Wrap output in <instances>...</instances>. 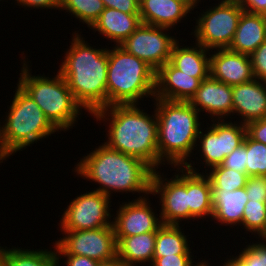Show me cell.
<instances>
[{"instance_id":"14","label":"cell","mask_w":266,"mask_h":266,"mask_svg":"<svg viewBox=\"0 0 266 266\" xmlns=\"http://www.w3.org/2000/svg\"><path fill=\"white\" fill-rule=\"evenodd\" d=\"M149 196L123 202L113 214L115 237H130L157 232L162 225L160 215L152 207ZM156 213V214H155Z\"/></svg>"},{"instance_id":"44","label":"cell","mask_w":266,"mask_h":266,"mask_svg":"<svg viewBox=\"0 0 266 266\" xmlns=\"http://www.w3.org/2000/svg\"><path fill=\"white\" fill-rule=\"evenodd\" d=\"M230 255V257L225 259L224 263H221L222 266H243L242 263L234 256Z\"/></svg>"},{"instance_id":"6","label":"cell","mask_w":266,"mask_h":266,"mask_svg":"<svg viewBox=\"0 0 266 266\" xmlns=\"http://www.w3.org/2000/svg\"><path fill=\"white\" fill-rule=\"evenodd\" d=\"M156 71L120 46L108 47L107 106L153 100Z\"/></svg>"},{"instance_id":"31","label":"cell","mask_w":266,"mask_h":266,"mask_svg":"<svg viewBox=\"0 0 266 266\" xmlns=\"http://www.w3.org/2000/svg\"><path fill=\"white\" fill-rule=\"evenodd\" d=\"M246 174L266 176V145L251 139L246 134Z\"/></svg>"},{"instance_id":"3","label":"cell","mask_w":266,"mask_h":266,"mask_svg":"<svg viewBox=\"0 0 266 266\" xmlns=\"http://www.w3.org/2000/svg\"><path fill=\"white\" fill-rule=\"evenodd\" d=\"M79 32H73L58 72L75 100L91 116L107 106L108 48H93Z\"/></svg>"},{"instance_id":"1","label":"cell","mask_w":266,"mask_h":266,"mask_svg":"<svg viewBox=\"0 0 266 266\" xmlns=\"http://www.w3.org/2000/svg\"><path fill=\"white\" fill-rule=\"evenodd\" d=\"M82 156L74 166L75 176L99 184L94 191L107 195L137 193L136 199L151 195L154 170L144 161L110 148L105 143ZM143 193V194H142ZM142 194V195H140Z\"/></svg>"},{"instance_id":"21","label":"cell","mask_w":266,"mask_h":266,"mask_svg":"<svg viewBox=\"0 0 266 266\" xmlns=\"http://www.w3.org/2000/svg\"><path fill=\"white\" fill-rule=\"evenodd\" d=\"M192 12L176 0H145L139 7L143 24L174 29ZM180 22V23H179ZM173 28V29H172Z\"/></svg>"},{"instance_id":"47","label":"cell","mask_w":266,"mask_h":266,"mask_svg":"<svg viewBox=\"0 0 266 266\" xmlns=\"http://www.w3.org/2000/svg\"><path fill=\"white\" fill-rule=\"evenodd\" d=\"M134 1L139 7L145 2V0H134Z\"/></svg>"},{"instance_id":"33","label":"cell","mask_w":266,"mask_h":266,"mask_svg":"<svg viewBox=\"0 0 266 266\" xmlns=\"http://www.w3.org/2000/svg\"><path fill=\"white\" fill-rule=\"evenodd\" d=\"M221 165L224 168L246 173V136L243 143L226 156Z\"/></svg>"},{"instance_id":"8","label":"cell","mask_w":266,"mask_h":266,"mask_svg":"<svg viewBox=\"0 0 266 266\" xmlns=\"http://www.w3.org/2000/svg\"><path fill=\"white\" fill-rule=\"evenodd\" d=\"M214 5L194 17L191 35L208 50L229 48L244 9L238 0H219Z\"/></svg>"},{"instance_id":"12","label":"cell","mask_w":266,"mask_h":266,"mask_svg":"<svg viewBox=\"0 0 266 266\" xmlns=\"http://www.w3.org/2000/svg\"><path fill=\"white\" fill-rule=\"evenodd\" d=\"M61 233L62 237L53 242L56 254L86 256L99 262L117 256L113 225L89 230L61 231Z\"/></svg>"},{"instance_id":"5","label":"cell","mask_w":266,"mask_h":266,"mask_svg":"<svg viewBox=\"0 0 266 266\" xmlns=\"http://www.w3.org/2000/svg\"><path fill=\"white\" fill-rule=\"evenodd\" d=\"M21 53L22 67L16 85L39 105L59 131H69L81 119L82 106L75 100L66 80L58 71L51 78L45 74L34 76L28 64L30 61L24 56V51Z\"/></svg>"},{"instance_id":"26","label":"cell","mask_w":266,"mask_h":266,"mask_svg":"<svg viewBox=\"0 0 266 266\" xmlns=\"http://www.w3.org/2000/svg\"><path fill=\"white\" fill-rule=\"evenodd\" d=\"M25 249L0 246V266H57L55 248Z\"/></svg>"},{"instance_id":"16","label":"cell","mask_w":266,"mask_h":266,"mask_svg":"<svg viewBox=\"0 0 266 266\" xmlns=\"http://www.w3.org/2000/svg\"><path fill=\"white\" fill-rule=\"evenodd\" d=\"M209 69L211 78L230 86L254 79L250 56L228 48L211 50Z\"/></svg>"},{"instance_id":"46","label":"cell","mask_w":266,"mask_h":266,"mask_svg":"<svg viewBox=\"0 0 266 266\" xmlns=\"http://www.w3.org/2000/svg\"><path fill=\"white\" fill-rule=\"evenodd\" d=\"M194 266H211V265L208 260L202 259L200 262L195 263Z\"/></svg>"},{"instance_id":"37","label":"cell","mask_w":266,"mask_h":266,"mask_svg":"<svg viewBox=\"0 0 266 266\" xmlns=\"http://www.w3.org/2000/svg\"><path fill=\"white\" fill-rule=\"evenodd\" d=\"M246 134L251 139L266 145V117L247 123Z\"/></svg>"},{"instance_id":"28","label":"cell","mask_w":266,"mask_h":266,"mask_svg":"<svg viewBox=\"0 0 266 266\" xmlns=\"http://www.w3.org/2000/svg\"><path fill=\"white\" fill-rule=\"evenodd\" d=\"M102 0H61V11L91 27L104 10ZM69 12V13H68Z\"/></svg>"},{"instance_id":"45","label":"cell","mask_w":266,"mask_h":266,"mask_svg":"<svg viewBox=\"0 0 266 266\" xmlns=\"http://www.w3.org/2000/svg\"><path fill=\"white\" fill-rule=\"evenodd\" d=\"M0 124H1V122H0ZM6 158H8V157L3 152V148H2V145H1V142H0V164L3 163L4 160L6 161Z\"/></svg>"},{"instance_id":"34","label":"cell","mask_w":266,"mask_h":266,"mask_svg":"<svg viewBox=\"0 0 266 266\" xmlns=\"http://www.w3.org/2000/svg\"><path fill=\"white\" fill-rule=\"evenodd\" d=\"M245 189L249 201L266 203V180L264 176L248 177Z\"/></svg>"},{"instance_id":"27","label":"cell","mask_w":266,"mask_h":266,"mask_svg":"<svg viewBox=\"0 0 266 266\" xmlns=\"http://www.w3.org/2000/svg\"><path fill=\"white\" fill-rule=\"evenodd\" d=\"M184 225L162 224L156 232L153 258L175 254H192L189 235H185ZM189 243V244H188Z\"/></svg>"},{"instance_id":"42","label":"cell","mask_w":266,"mask_h":266,"mask_svg":"<svg viewBox=\"0 0 266 266\" xmlns=\"http://www.w3.org/2000/svg\"><path fill=\"white\" fill-rule=\"evenodd\" d=\"M97 266H128V265L118 256H115L111 260L100 261Z\"/></svg>"},{"instance_id":"2","label":"cell","mask_w":266,"mask_h":266,"mask_svg":"<svg viewBox=\"0 0 266 266\" xmlns=\"http://www.w3.org/2000/svg\"><path fill=\"white\" fill-rule=\"evenodd\" d=\"M139 104H115L94 112L91 116L106 124L104 143L116 151L136 157L154 171L159 169L158 122L155 109L151 114ZM106 122V123H105ZM105 123V124H104Z\"/></svg>"},{"instance_id":"11","label":"cell","mask_w":266,"mask_h":266,"mask_svg":"<svg viewBox=\"0 0 266 266\" xmlns=\"http://www.w3.org/2000/svg\"><path fill=\"white\" fill-rule=\"evenodd\" d=\"M175 174L169 179L161 175L160 169L153 172L151 180L152 197L159 198L158 208L162 224L180 225L182 221L189 223V200L186 192V167L173 166ZM164 175V176H163ZM167 177V178H165ZM181 222V223H180Z\"/></svg>"},{"instance_id":"25","label":"cell","mask_w":266,"mask_h":266,"mask_svg":"<svg viewBox=\"0 0 266 266\" xmlns=\"http://www.w3.org/2000/svg\"><path fill=\"white\" fill-rule=\"evenodd\" d=\"M117 256L128 266H139L153 263L156 232L143 233L130 237H115ZM139 264V265H138Z\"/></svg>"},{"instance_id":"32","label":"cell","mask_w":266,"mask_h":266,"mask_svg":"<svg viewBox=\"0 0 266 266\" xmlns=\"http://www.w3.org/2000/svg\"><path fill=\"white\" fill-rule=\"evenodd\" d=\"M258 239V242L254 243L253 240L252 243H248L244 248H240L239 255L234 254L243 266H266V238L258 237Z\"/></svg>"},{"instance_id":"30","label":"cell","mask_w":266,"mask_h":266,"mask_svg":"<svg viewBox=\"0 0 266 266\" xmlns=\"http://www.w3.org/2000/svg\"><path fill=\"white\" fill-rule=\"evenodd\" d=\"M242 229L246 234L255 235L266 238V203L261 201H248L245 205L242 224ZM244 226V227H243Z\"/></svg>"},{"instance_id":"38","label":"cell","mask_w":266,"mask_h":266,"mask_svg":"<svg viewBox=\"0 0 266 266\" xmlns=\"http://www.w3.org/2000/svg\"><path fill=\"white\" fill-rule=\"evenodd\" d=\"M57 266L62 264L61 259L64 260L63 265L67 266H97L99 261L88 258L86 256L70 255V254H56ZM61 263V264H59Z\"/></svg>"},{"instance_id":"9","label":"cell","mask_w":266,"mask_h":266,"mask_svg":"<svg viewBox=\"0 0 266 266\" xmlns=\"http://www.w3.org/2000/svg\"><path fill=\"white\" fill-rule=\"evenodd\" d=\"M229 120H211L212 123H207L205 131L203 127L200 128L195 148L196 151L199 148L197 153H200L199 157L201 156L195 159L200 161L198 164L197 161H189L185 165L187 169L199 173L200 169L195 165L201 164L200 166H204L202 168L205 169L202 171L204 173L212 167L221 165L224 158L243 143L246 136V125L235 121V119L234 122Z\"/></svg>"},{"instance_id":"41","label":"cell","mask_w":266,"mask_h":266,"mask_svg":"<svg viewBox=\"0 0 266 266\" xmlns=\"http://www.w3.org/2000/svg\"><path fill=\"white\" fill-rule=\"evenodd\" d=\"M245 12L266 15V0H238Z\"/></svg>"},{"instance_id":"40","label":"cell","mask_w":266,"mask_h":266,"mask_svg":"<svg viewBox=\"0 0 266 266\" xmlns=\"http://www.w3.org/2000/svg\"><path fill=\"white\" fill-rule=\"evenodd\" d=\"M105 8L117 9L127 14H139V6L134 0H102Z\"/></svg>"},{"instance_id":"39","label":"cell","mask_w":266,"mask_h":266,"mask_svg":"<svg viewBox=\"0 0 266 266\" xmlns=\"http://www.w3.org/2000/svg\"><path fill=\"white\" fill-rule=\"evenodd\" d=\"M14 1V0H13ZM16 5L33 9H56L60 11L61 0H15Z\"/></svg>"},{"instance_id":"17","label":"cell","mask_w":266,"mask_h":266,"mask_svg":"<svg viewBox=\"0 0 266 266\" xmlns=\"http://www.w3.org/2000/svg\"><path fill=\"white\" fill-rule=\"evenodd\" d=\"M201 82L200 79L195 78V74H186L167 62L156 72L154 98L190 101Z\"/></svg>"},{"instance_id":"18","label":"cell","mask_w":266,"mask_h":266,"mask_svg":"<svg viewBox=\"0 0 266 266\" xmlns=\"http://www.w3.org/2000/svg\"><path fill=\"white\" fill-rule=\"evenodd\" d=\"M233 116L242 124L266 117V82L258 79L232 86Z\"/></svg>"},{"instance_id":"10","label":"cell","mask_w":266,"mask_h":266,"mask_svg":"<svg viewBox=\"0 0 266 266\" xmlns=\"http://www.w3.org/2000/svg\"><path fill=\"white\" fill-rule=\"evenodd\" d=\"M112 199L94 191L76 196L62 213L58 226L61 231H80L113 225Z\"/></svg>"},{"instance_id":"23","label":"cell","mask_w":266,"mask_h":266,"mask_svg":"<svg viewBox=\"0 0 266 266\" xmlns=\"http://www.w3.org/2000/svg\"><path fill=\"white\" fill-rule=\"evenodd\" d=\"M194 44L188 46L178 40L173 46L169 62L186 74H195V78L202 81L210 76L211 51L196 42Z\"/></svg>"},{"instance_id":"15","label":"cell","mask_w":266,"mask_h":266,"mask_svg":"<svg viewBox=\"0 0 266 266\" xmlns=\"http://www.w3.org/2000/svg\"><path fill=\"white\" fill-rule=\"evenodd\" d=\"M202 116L212 120L233 119L232 86L210 76L202 80L196 94L189 101ZM203 113H207L206 115Z\"/></svg>"},{"instance_id":"13","label":"cell","mask_w":266,"mask_h":266,"mask_svg":"<svg viewBox=\"0 0 266 266\" xmlns=\"http://www.w3.org/2000/svg\"><path fill=\"white\" fill-rule=\"evenodd\" d=\"M170 30L142 23L119 46L146 62L157 72L170 61L173 46L178 41L177 35L171 36Z\"/></svg>"},{"instance_id":"4","label":"cell","mask_w":266,"mask_h":266,"mask_svg":"<svg viewBox=\"0 0 266 266\" xmlns=\"http://www.w3.org/2000/svg\"><path fill=\"white\" fill-rule=\"evenodd\" d=\"M158 122L159 169L185 166L196 150L201 114L189 101H171L154 98ZM200 116V117H199Z\"/></svg>"},{"instance_id":"22","label":"cell","mask_w":266,"mask_h":266,"mask_svg":"<svg viewBox=\"0 0 266 266\" xmlns=\"http://www.w3.org/2000/svg\"><path fill=\"white\" fill-rule=\"evenodd\" d=\"M266 41V15L243 12L229 50L250 56Z\"/></svg>"},{"instance_id":"7","label":"cell","mask_w":266,"mask_h":266,"mask_svg":"<svg viewBox=\"0 0 266 266\" xmlns=\"http://www.w3.org/2000/svg\"><path fill=\"white\" fill-rule=\"evenodd\" d=\"M15 88L12 102L8 105L9 110L0 125V142L8 158L60 132L27 93L18 85Z\"/></svg>"},{"instance_id":"19","label":"cell","mask_w":266,"mask_h":266,"mask_svg":"<svg viewBox=\"0 0 266 266\" xmlns=\"http://www.w3.org/2000/svg\"><path fill=\"white\" fill-rule=\"evenodd\" d=\"M141 24L140 14H127L117 9L104 8L90 29L119 46Z\"/></svg>"},{"instance_id":"20","label":"cell","mask_w":266,"mask_h":266,"mask_svg":"<svg viewBox=\"0 0 266 266\" xmlns=\"http://www.w3.org/2000/svg\"><path fill=\"white\" fill-rule=\"evenodd\" d=\"M245 187L235 191H212V220L218 226H229L238 229L242 224L245 205L248 202ZM235 226V227H233Z\"/></svg>"},{"instance_id":"35","label":"cell","mask_w":266,"mask_h":266,"mask_svg":"<svg viewBox=\"0 0 266 266\" xmlns=\"http://www.w3.org/2000/svg\"><path fill=\"white\" fill-rule=\"evenodd\" d=\"M254 79L266 82V41L250 55Z\"/></svg>"},{"instance_id":"29","label":"cell","mask_w":266,"mask_h":266,"mask_svg":"<svg viewBox=\"0 0 266 266\" xmlns=\"http://www.w3.org/2000/svg\"><path fill=\"white\" fill-rule=\"evenodd\" d=\"M205 174L210 180L212 191H235L245 187L248 178L246 173L224 168L222 165L212 167Z\"/></svg>"},{"instance_id":"43","label":"cell","mask_w":266,"mask_h":266,"mask_svg":"<svg viewBox=\"0 0 266 266\" xmlns=\"http://www.w3.org/2000/svg\"><path fill=\"white\" fill-rule=\"evenodd\" d=\"M181 2L183 5H185L191 12H194V8L196 9L197 6H199V4L201 5V0H176ZM204 1V0H203ZM199 3V4H198Z\"/></svg>"},{"instance_id":"36","label":"cell","mask_w":266,"mask_h":266,"mask_svg":"<svg viewBox=\"0 0 266 266\" xmlns=\"http://www.w3.org/2000/svg\"><path fill=\"white\" fill-rule=\"evenodd\" d=\"M193 254H173L159 258H153V263L150 266H194Z\"/></svg>"},{"instance_id":"24","label":"cell","mask_w":266,"mask_h":266,"mask_svg":"<svg viewBox=\"0 0 266 266\" xmlns=\"http://www.w3.org/2000/svg\"><path fill=\"white\" fill-rule=\"evenodd\" d=\"M186 192L189 200V220L212 218V186L205 173L186 168Z\"/></svg>"}]
</instances>
